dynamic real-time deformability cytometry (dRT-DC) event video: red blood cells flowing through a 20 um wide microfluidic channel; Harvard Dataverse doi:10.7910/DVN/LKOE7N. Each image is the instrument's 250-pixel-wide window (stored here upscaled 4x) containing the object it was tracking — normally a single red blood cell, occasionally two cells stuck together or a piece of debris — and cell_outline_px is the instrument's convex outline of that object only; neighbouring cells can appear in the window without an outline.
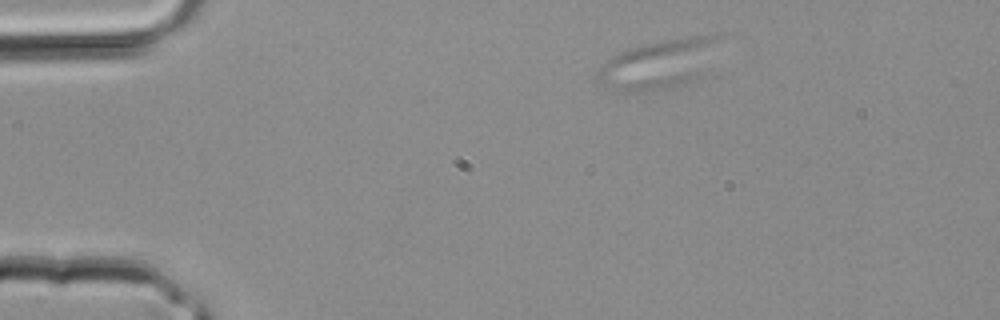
{"species": "common noctule bat (a hibernating species)", "species_latin": "Nyctalus noctula", "temperature_condition": "room temperature", "stored_images_in_passage": 2, "camera_frame_rate_fps": 3000, "um_per_image_px": 0.085, "animal": {"sex": "male", "body_mass_g": 20.4}, "frame": {"image": 1, "passage_image": 1, "time_ms": 0.0, "image_size_px": [1000, 320], "cell_outline_px": [[716, 40], [712, 76], [648, 92], [612, 92], [600, 84], [596, 80], [596, 72], [600, 64], [612, 56], [620, 52], [644, 44], [664, 40], [692, 36], [716, 36]], "centroid_in_image_um": [55.99, 5.52], "position_along_channel_um": 29.0, "area_um2": 35.84}}